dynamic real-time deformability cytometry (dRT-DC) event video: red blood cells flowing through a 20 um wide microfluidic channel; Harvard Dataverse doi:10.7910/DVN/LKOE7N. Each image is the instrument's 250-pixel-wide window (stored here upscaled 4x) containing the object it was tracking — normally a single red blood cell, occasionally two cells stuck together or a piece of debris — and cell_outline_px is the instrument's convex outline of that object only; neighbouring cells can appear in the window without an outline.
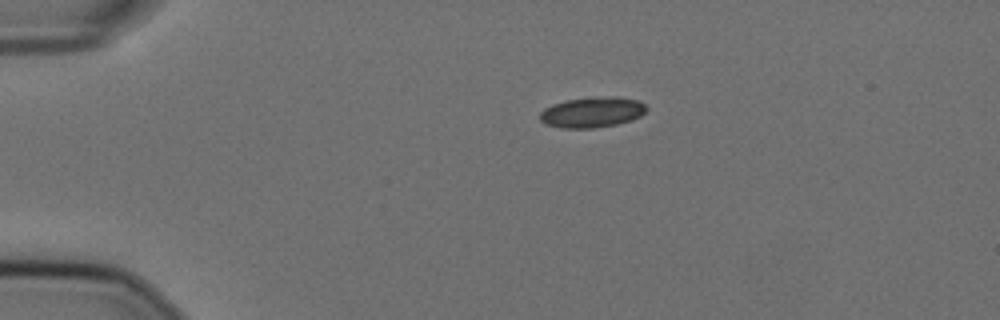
{"species": "Egyptian fruit bat (a non-hibernating species)", "species_latin": "Rousettus aegyptiacus", "temperature_condition": "cold", "stored_images_in_passage": 45, "camera_frame_rate_fps": 3000, "um_per_image_px": 0.085, "animal": {"sex": "female"}, "frame": {"image": 1, "passage_image": 1, "time_ms": 0.0, "image_size_px": [1000, 320], "cell_outline_px": [[648, 108], [640, 116], [632, 120], [616, 124], [592, 128], [564, 128], [544, 124], [540, 120], [540, 112], [544, 108], [552, 104], [568, 100], [596, 96], [612, 96], [636, 100], [644, 104]], "centroid_in_image_um": [50.31, 9.54], "position_along_channel_um": 34.7, "area_um2": 18.9}}
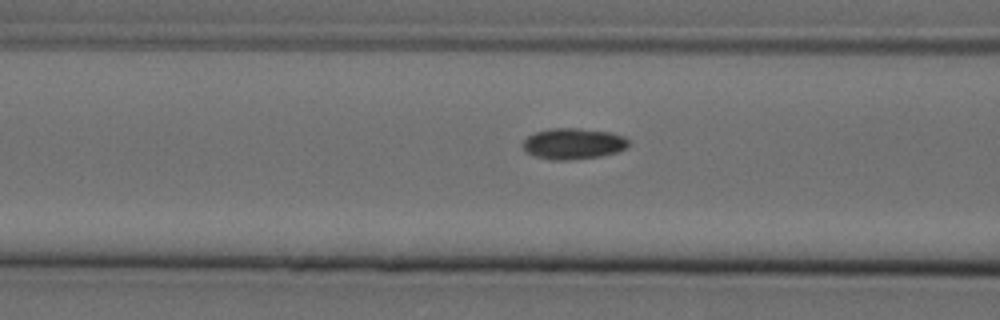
{"frame": {"image": 2, "passage_image": 12, "time_ms": 3.667, "image_size_px": [1000, 320], "cell_outline_px": [[628, 148], [616, 152], [600, 156], [568, 160], [552, 160], [536, 156], [528, 152], [524, 148], [524, 140], [528, 136], [536, 132], [552, 128], [580, 128], [612, 132], [624, 136], [628, 140]], "centroid_in_image_um": [48.77, 12.2], "position_along_channel_um": 117.8, "area_um2": 19.02}}
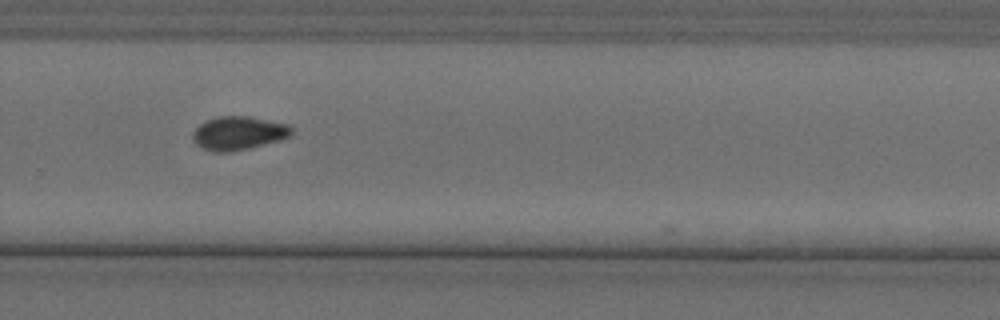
{"frame": {"image": 3, "passage_image": 28, "time_ms": 9.0, "image_size_px": [1000, 320], "cell_outline_px": [[292, 136], [280, 140], [232, 152], [212, 152], [196, 144], [192, 140], [192, 132], [200, 124], [208, 120], [220, 116], [248, 116], [288, 124], [292, 128]], "centroid_in_image_um": [20.27, 11.32], "position_along_channel_um": 309.5, "area_um2": 19.31}}